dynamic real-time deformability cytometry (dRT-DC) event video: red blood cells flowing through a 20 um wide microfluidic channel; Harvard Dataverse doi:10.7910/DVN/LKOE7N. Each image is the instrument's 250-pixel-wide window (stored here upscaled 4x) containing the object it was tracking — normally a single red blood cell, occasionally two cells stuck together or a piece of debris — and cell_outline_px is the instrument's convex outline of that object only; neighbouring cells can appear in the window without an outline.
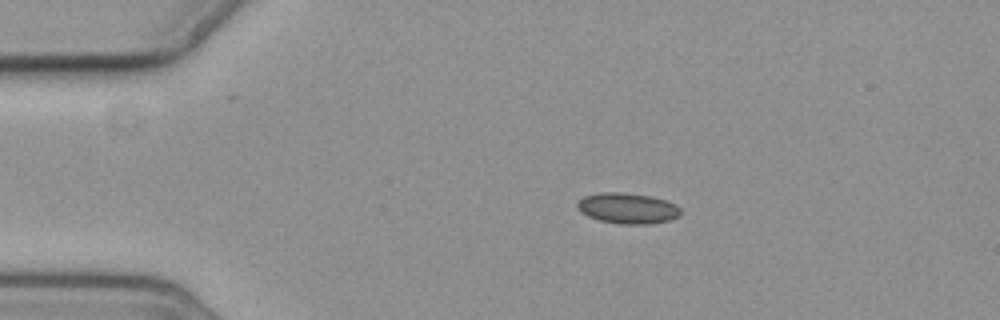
{"species": "common noctule bat (a hibernating species)", "species_latin": "Nyctalus noctula", "temperature_condition": "cold", "stored_images_in_passage": 8, "camera_frame_rate_fps": 3000, "um_per_image_px": 0.085, "animal": {"sex": "female", "body_mass_g": 19.3, "forearm_length_mm": 54.1}, "frame": {"image": 1, "passage_image": 2, "time_ms": 1.0, "image_size_px": [1000, 320], "cell_outline_px": [[680, 216], [668, 220], [648, 224], [620, 224], [600, 220], [588, 216], [580, 212], [576, 208], [576, 204], [584, 196], [600, 192], [620, 192], [652, 196], [676, 204], [680, 208]], "centroid_in_image_um": [53.33, 17.7], "position_along_channel_um": 31.7, "area_um2": 18.5}}
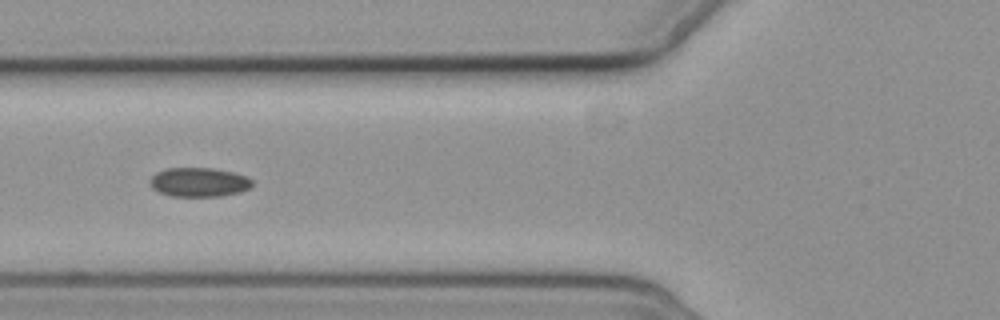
{"frame": {"image": 2, "passage_image": 5, "time_ms": 4.667, "image_size_px": [1000, 320], "cell_outline_px": [[252, 184], [248, 188], [240, 192], [220, 196], [168, 196], [152, 188], [148, 180], [156, 172], [168, 168], [212, 168], [232, 172], [248, 176], [252, 180]], "centroid_in_image_um": [16.89, 15.48], "position_along_channel_um": 108.9, "area_um2": 17.4}}
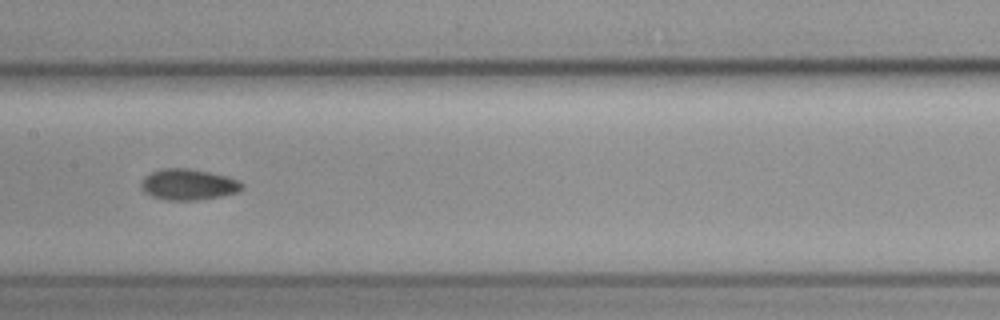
{"frame": {"image": 3, "passage_image": 7, "time_ms": 7.0, "image_size_px": [1000, 320], "cell_outline_px": [[244, 188], [240, 192], [200, 200], [168, 200], [152, 196], [144, 192], [140, 188], [140, 180], [144, 176], [160, 168], [188, 168], [228, 176], [244, 184]], "centroid_in_image_um": [15.99, 15.68], "position_along_channel_um": 191.4, "area_um2": 18.44}}